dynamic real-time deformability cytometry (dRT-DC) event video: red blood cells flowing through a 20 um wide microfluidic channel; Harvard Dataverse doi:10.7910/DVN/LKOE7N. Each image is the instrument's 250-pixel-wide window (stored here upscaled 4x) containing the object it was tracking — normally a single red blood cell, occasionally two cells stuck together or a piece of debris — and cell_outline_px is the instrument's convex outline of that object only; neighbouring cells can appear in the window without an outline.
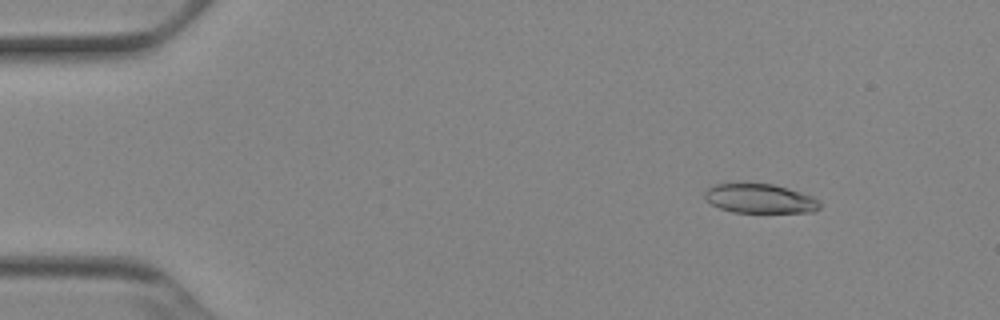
{"species": "Egyptian fruit bat (a non-hibernating species)", "species_latin": "Rousettus aegyptiacus", "temperature_condition": "cold", "stored_images_in_passage": 53, "camera_frame_rate_fps": 3000, "um_per_image_px": 0.085, "animal": {"sex": "female"}, "frame": {"image": 1, "passage_image": 7, "time_ms": 2.0, "image_size_px": [1000, 320], "cell_outline_px": [[820, 208], [812, 212], [732, 212], [720, 208], [704, 200], [704, 192], [708, 188], [716, 184], [728, 180], [740, 180], [772, 184], [788, 188], [812, 196], [820, 200]], "centroid_in_image_um": [64.51, 16.82], "position_along_channel_um": 20.5, "area_um2": 20.52}}
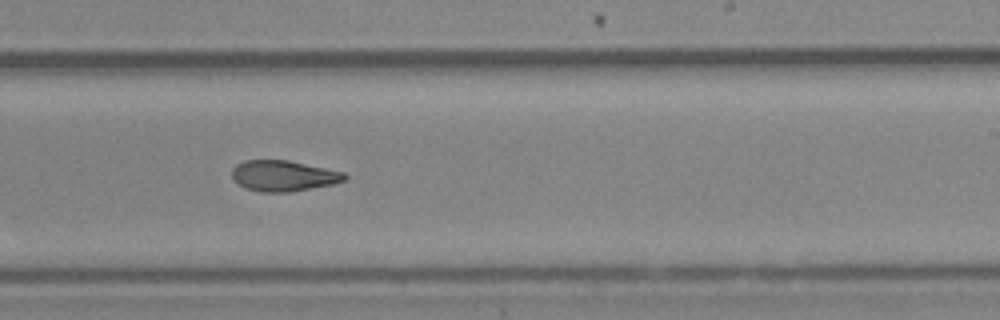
{"frame": {"image": 2, "passage_image": 33, "time_ms": 10.667, "image_size_px": [1000, 320], "cell_outline_px": [[348, 176], [344, 180], [332, 184], [288, 192], [260, 192], [244, 188], [236, 184], [232, 180], [232, 168], [236, 164], [244, 160], [288, 160], [344, 172]], "centroid_in_image_um": [24.03, 14.94], "position_along_channel_um": 265.0, "area_um2": 20.29}}
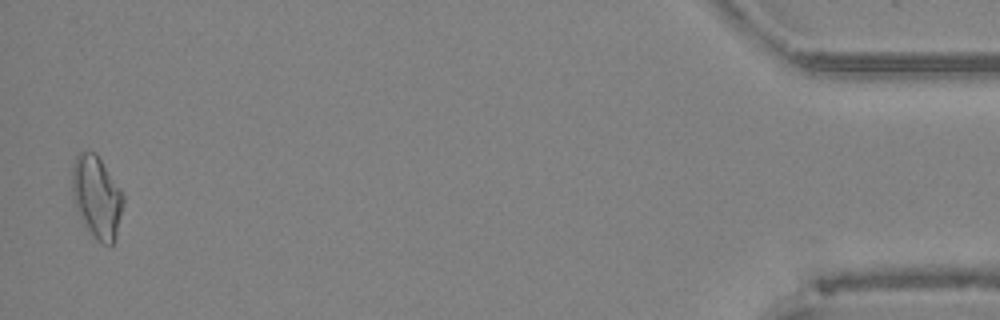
{"frame": {"image": 3, "passage_image": 52, "time_ms": 17.0, "image_size_px": [1000, 320], "cell_outline_px": [[124, 204], [116, 236], [112, 244], [100, 244], [96, 240], [84, 224], [72, 200], [72, 164], [76, 156], [80, 152], [96, 152], [124, 196]], "centroid_in_image_um": [8.21, 16.75], "position_along_channel_um": 427.0, "area_um2": 24.45}, "authors_computed_cell_mechanics": {"area_um2": 20.9814, "velocity_mm_per_s": 3.8959, "shape_relaxation_time_tau1_ms": null, "shape_relaxation_time_tau2_ms": 4.5065, "deformation_change_tau1": null, "deformation_change_tau2": 0.1204}}